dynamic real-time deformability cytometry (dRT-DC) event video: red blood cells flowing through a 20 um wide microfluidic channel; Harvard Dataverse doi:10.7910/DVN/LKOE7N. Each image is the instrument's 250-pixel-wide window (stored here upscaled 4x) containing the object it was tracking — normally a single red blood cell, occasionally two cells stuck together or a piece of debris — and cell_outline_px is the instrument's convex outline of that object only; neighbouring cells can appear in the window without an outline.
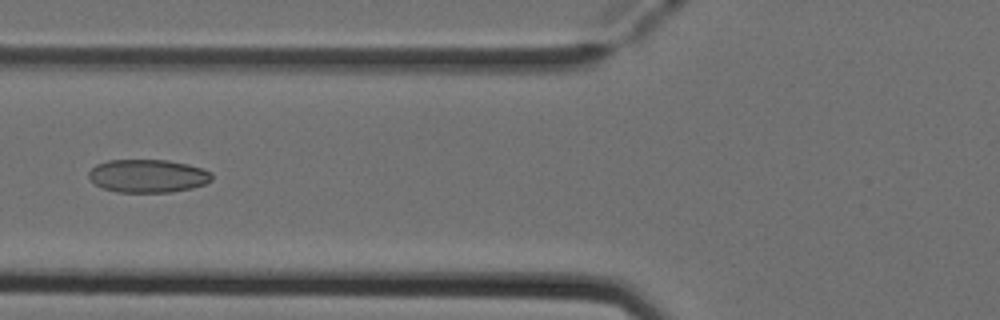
{"species": "Egyptian fruit bat (a non-hibernating species)", "species_latin": "Rousettus aegyptiacus", "temperature_condition": "cold", "stored_images_in_passage": 6, "camera_frame_rate_fps": 3000, "um_per_image_px": 0.085, "animal": {"sex": "female"}, "frame": {"image": 1, "passage_image": 6, "time_ms": 1.667, "image_size_px": [1000, 320], "cell_outline_px": [[212, 180], [204, 184], [192, 188], [168, 192], [116, 192], [104, 188], [96, 184], [88, 176], [88, 172], [96, 164], [108, 160], [168, 160], [188, 164], [212, 172]], "centroid_in_image_um": [12.57, 14.95], "position_along_channel_um": 113.2, "area_um2": 23.7}}